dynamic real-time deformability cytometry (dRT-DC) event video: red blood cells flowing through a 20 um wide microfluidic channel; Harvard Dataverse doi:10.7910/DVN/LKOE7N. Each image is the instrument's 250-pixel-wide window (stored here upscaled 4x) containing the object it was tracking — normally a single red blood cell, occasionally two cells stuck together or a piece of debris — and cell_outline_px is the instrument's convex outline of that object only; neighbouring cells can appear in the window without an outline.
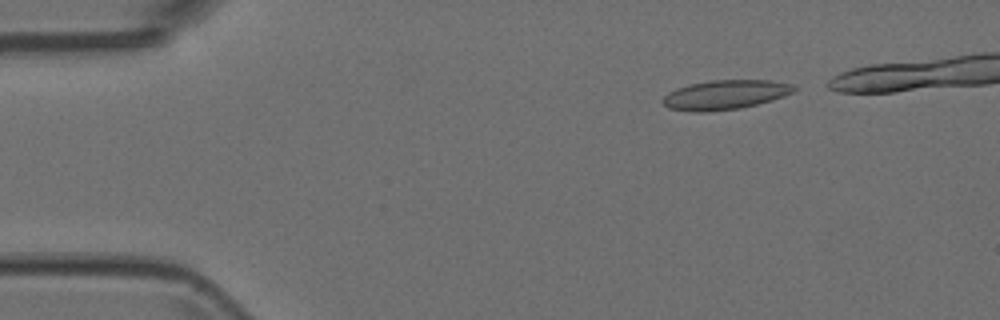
{"species": "Egyptian fruit bat (a non-hibernating species)", "species_latin": "Rousettus aegyptiacus", "temperature_condition": "room temperature", "stored_images_in_passage": 5, "segment_of_instrument_passage": [2, 2], "camera_frame_rate_fps": 3000, "um_per_image_px": 0.085, "animal": {"sex": "female"}, "frame": {"image": 1, "passage_image": 5, "time_ms": 1.333, "image_size_px": [1000, 320], "cell_outline_px": [[796, 88], [792, 92], [784, 96], [772, 100], [740, 108], [708, 112], [692, 112], [668, 108], [664, 104], [664, 96], [668, 92], [676, 88], [692, 84], [712, 80], [772, 80], [792, 84]], "centroid_in_image_um": [61.64, 8.06], "position_along_channel_um": 23.4, "area_um2": 22.37}}